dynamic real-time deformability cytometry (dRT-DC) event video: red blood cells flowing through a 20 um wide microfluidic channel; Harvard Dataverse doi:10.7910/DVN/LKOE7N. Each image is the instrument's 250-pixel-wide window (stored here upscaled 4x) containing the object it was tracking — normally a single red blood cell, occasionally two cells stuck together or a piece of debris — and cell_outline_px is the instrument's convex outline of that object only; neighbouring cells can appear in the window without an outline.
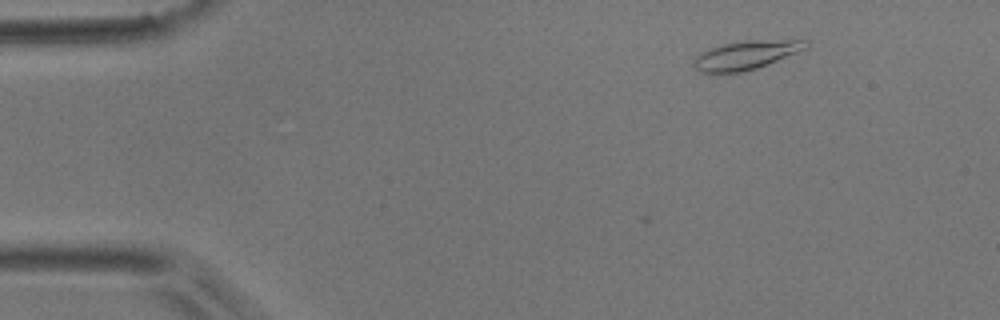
{"species": "common noctule bat (a hibernating species)", "species_latin": "Nyctalus noctula", "temperature_condition": "room temperature", "stored_images_in_passage": 5, "camera_frame_rate_fps": 3000, "um_per_image_px": 0.085, "animal": {"sex": "male", "body_mass_g": 17.9}, "frame": {"image": 1, "passage_image": 5, "time_ms": 1.333, "image_size_px": [1000, 320], "cell_outline_px": [[812, 44], [808, 48], [768, 64], [744, 72], [700, 72], [692, 64], [692, 60], [700, 52], [708, 48], [724, 44], [744, 40], [808, 40]], "centroid_in_image_um": [63.43, 4.67], "position_along_channel_um": 21.6, "area_um2": 18.9}}